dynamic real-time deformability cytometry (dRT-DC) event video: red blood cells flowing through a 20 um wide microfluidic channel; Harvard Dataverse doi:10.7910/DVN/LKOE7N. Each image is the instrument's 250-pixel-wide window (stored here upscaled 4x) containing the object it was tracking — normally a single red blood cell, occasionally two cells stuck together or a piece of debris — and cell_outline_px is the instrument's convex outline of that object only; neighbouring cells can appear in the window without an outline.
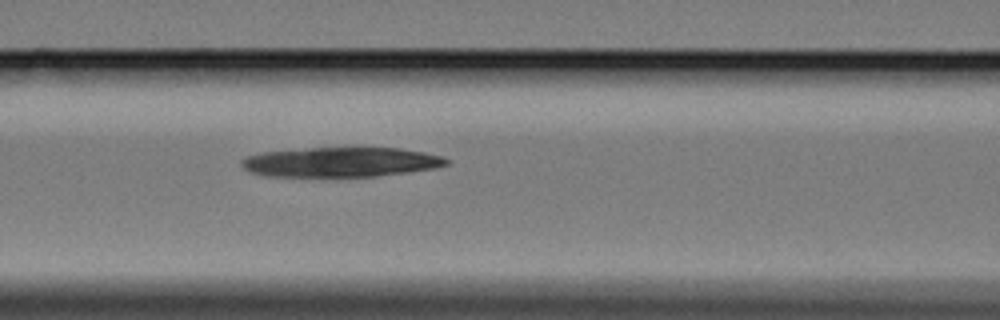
{"species": "Egyptian fruit bat (a non-hibernating species)", "species_latin": "Rousettus aegyptiacus", "temperature_condition": "cold", "stored_images_in_passage": 5, "camera_frame_rate_fps": 3000, "um_per_image_px": 0.085, "animal": {"sex": "female"}, "frame": {"image": 1, "passage_image": 5, "time_ms": 4.667, "image_size_px": [1000, 320], "cell_outline_px": [[452, 160], [448, 164], [436, 168], [408, 172], [372, 176], [264, 176], [252, 172], [244, 168], [240, 164], [240, 160], [248, 156], [264, 152], [312, 148], [400, 148], [424, 152], [444, 156]], "centroid_in_image_um": [29.03, 13.77], "position_along_channel_um": 137.6, "area_um2": 35.32}}